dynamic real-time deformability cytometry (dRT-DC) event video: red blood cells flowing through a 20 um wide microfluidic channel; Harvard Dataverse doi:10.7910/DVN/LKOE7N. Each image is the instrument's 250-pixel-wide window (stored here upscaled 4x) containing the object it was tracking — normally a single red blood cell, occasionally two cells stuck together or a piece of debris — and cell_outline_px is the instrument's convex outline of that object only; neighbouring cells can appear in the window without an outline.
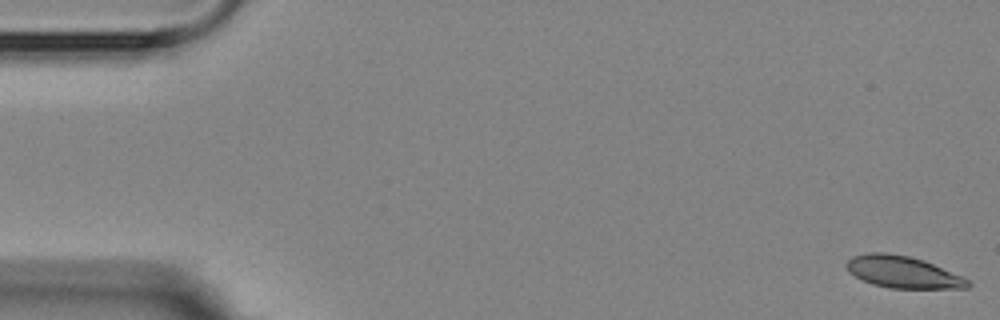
{"species": "Egyptian fruit bat (a non-hibernating species)", "species_latin": "Rousettus aegyptiacus", "temperature_condition": "room temperature", "stored_images_in_passage": 9, "camera_frame_rate_fps": 3000, "um_per_image_px": 0.085, "animal": {"sex": "female"}, "frame": {"image": 1, "passage_image": 1, "time_ms": 0.0, "image_size_px": [1000, 320], "cell_outline_px": [[972, 284], [968, 288], [888, 288], [872, 284], [848, 272], [844, 264], [852, 256], [868, 252], [884, 252], [908, 256], [924, 260], [960, 276], [968, 280]], "centroid_in_image_um": [76.69, 23.12], "position_along_channel_um": 8.3, "area_um2": 22.43}}
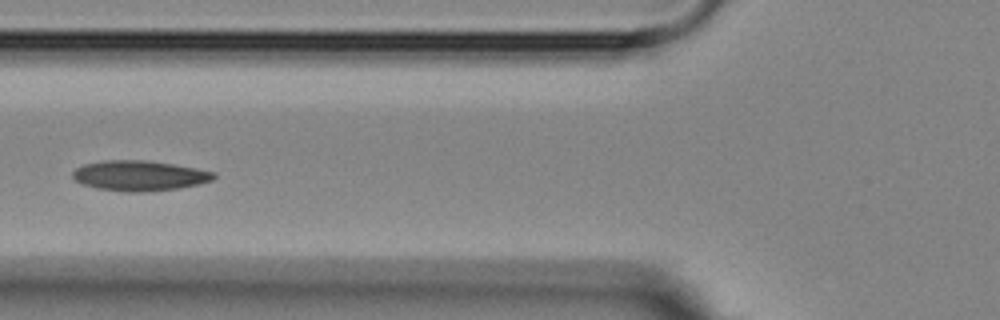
{"frame": {"image": 2, "passage_image": 7, "time_ms": 6.667, "image_size_px": [1000, 320], "cell_outline_px": [[216, 176], [212, 180], [196, 184], [176, 188], [140, 192], [128, 192], [96, 188], [84, 184], [76, 180], [72, 176], [72, 172], [76, 168], [84, 164], [104, 160], [148, 160], [196, 168], [216, 172]], "centroid_in_image_um": [11.83, 14.92], "position_along_channel_um": 114.0, "area_um2": 24.62}}
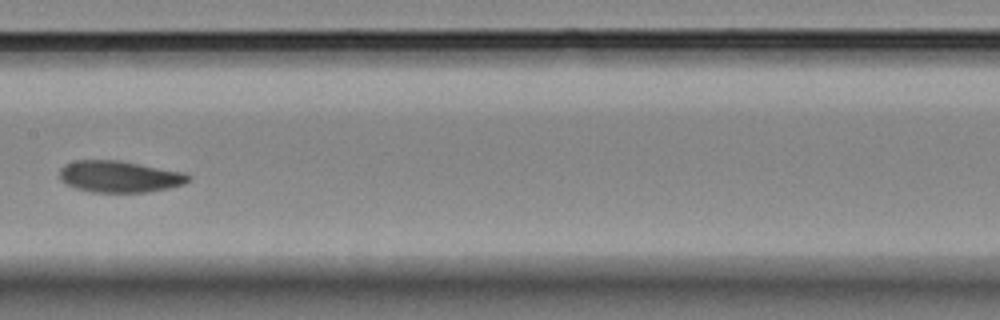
{"frame": {"image": 3, "passage_image": 9, "time_ms": 9.0, "image_size_px": [1000, 320], "cell_outline_px": [[192, 176], [184, 184], [168, 188], [148, 192], [92, 192], [76, 188], [60, 180], [60, 168], [64, 164], [76, 160], [120, 160], [184, 172]], "centroid_in_image_um": [10.16, 15.0], "position_along_channel_um": 197.2, "area_um2": 23.76}}